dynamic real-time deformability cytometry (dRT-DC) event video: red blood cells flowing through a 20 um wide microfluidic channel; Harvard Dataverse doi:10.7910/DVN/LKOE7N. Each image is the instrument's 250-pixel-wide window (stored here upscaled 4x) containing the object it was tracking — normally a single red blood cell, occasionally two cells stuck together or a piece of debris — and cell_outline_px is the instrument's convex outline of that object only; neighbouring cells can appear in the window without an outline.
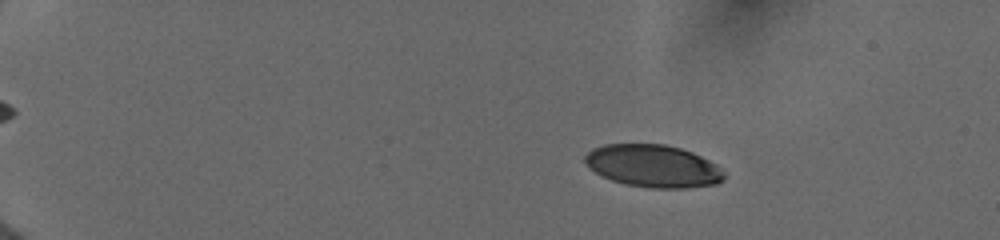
{"species": "human", "species_latin": "Homo sapiens", "temperature_condition": "cold", "stored_images_in_passage": 46, "camera_frame_rate_fps": 3000, "um_per_image_px": 0.085, "donor": {"sex": "female"}, "frame": {"image": 1, "passage_image": 6, "time_ms": 3.0, "image_size_px": [1000, 240], "cell_outline_px": [[724, 180], [716, 184], [684, 188], [648, 188], [624, 184], [600, 176], [588, 168], [584, 160], [584, 156], [592, 148], [604, 144], [664, 144], [680, 148], [692, 152], [716, 164], [724, 172]], "centroid_in_image_um": [55.48, 14.11], "position_along_channel_um": 29.5, "area_um2": 34.68}}
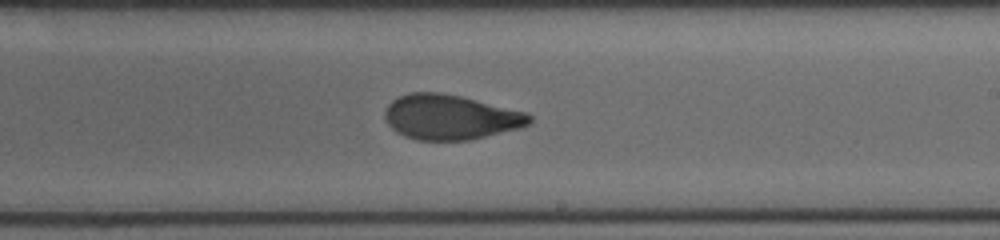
{"frame": {"image": 2, "passage_image": 28, "time_ms": 11.333, "image_size_px": [1000, 240], "cell_outline_px": [[532, 120], [528, 124], [520, 128], [472, 140], [416, 140], [404, 136], [396, 132], [384, 120], [384, 112], [388, 104], [392, 100], [408, 92], [440, 92], [460, 96], [528, 112], [532, 116]], "centroid_in_image_um": [38.27, 9.96], "position_along_channel_um": 250.7, "area_um2": 38.15}}
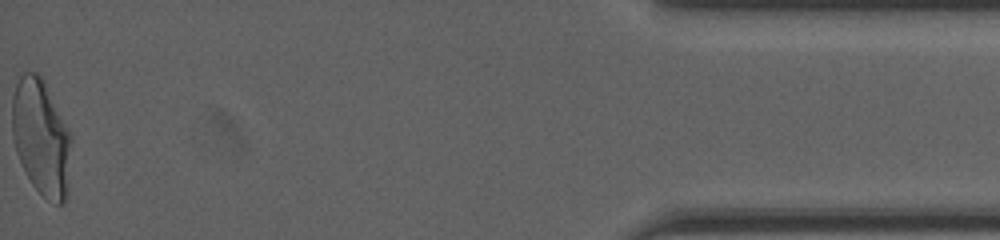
{"frame": {"image": 3, "passage_image": 46, "time_ms": 17.667, "image_size_px": [1000, 240], "cell_outline_px": [[72, 140], [68, 196], [64, 204], [56, 204], [44, 196], [32, 184], [16, 152], [12, 136], [12, 100], [16, 84], [20, 76], [24, 72], [36, 72], [44, 80], [72, 136]], "centroid_in_image_um": [3.53, 11.7], "position_along_channel_um": 431.7, "area_um2": 40.23}, "authors_computed_cell_mechanics": {"area_um2": 37.3677, "velocity_mm_per_s": 4.0037, "shape_relaxation_time_tau1_ms": 4.7629, "shape_relaxation_time_tau2_ms": 1.0381, "deformation_change_tau1": 0.1669, "deformation_change_tau2": 0.06}}